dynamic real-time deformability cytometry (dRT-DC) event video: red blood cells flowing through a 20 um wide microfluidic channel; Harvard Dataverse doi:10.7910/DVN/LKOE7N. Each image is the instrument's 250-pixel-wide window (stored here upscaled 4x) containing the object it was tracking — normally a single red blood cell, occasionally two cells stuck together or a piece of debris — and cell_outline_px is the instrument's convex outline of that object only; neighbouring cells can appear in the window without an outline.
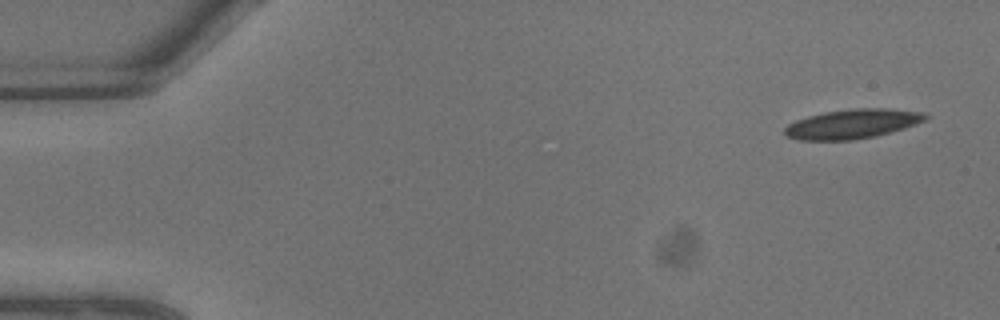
{"species": "common noctule bat (a hibernating species)", "species_latin": "Nyctalus noctula", "temperature_condition": "warm", "stored_images_in_passage": 9, "camera_frame_rate_fps": 3000, "um_per_image_px": 0.085, "animal": {"sex": "male", "body_mass_g": 13.3}, "frame": {"image": 1, "passage_image": 1, "time_ms": 0.0, "image_size_px": [1000, 320], "cell_outline_px": [[928, 116], [924, 120], [916, 124], [904, 128], [876, 136], [852, 140], [800, 140], [784, 136], [784, 128], [788, 124], [796, 120], [808, 116], [824, 112], [852, 108], [888, 108], [928, 112]], "centroid_in_image_um": [72.46, 10.52], "position_along_channel_um": 12.5, "area_um2": 24.33}}
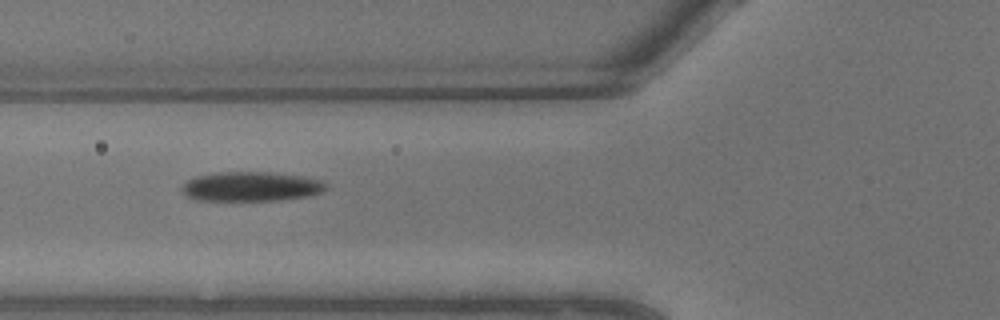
{"frame": {"image": 2, "passage_image": 8, "time_ms": 2.333, "image_size_px": [1000, 320], "cell_outline_px": [[328, 188], [320, 192], [308, 196], [280, 200], [196, 200], [188, 196], [180, 188], [188, 180], [196, 176], [220, 172], [268, 172], [300, 176], [324, 180]], "centroid_in_image_um": [21.36, 15.85], "position_along_channel_um": 104.4, "area_um2": 24.62}}
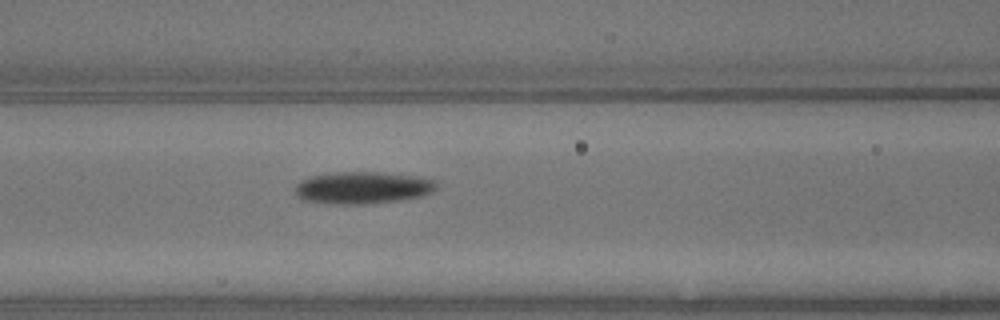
{"frame": {"image": 3, "passage_image": 9, "time_ms": 2.667, "image_size_px": [1000, 320], "cell_outline_px": [[436, 188], [432, 192], [424, 196], [400, 200], [368, 204], [332, 204], [300, 200], [296, 196], [296, 184], [300, 180], [312, 176], [336, 172], [384, 172], [416, 176], [436, 180]], "centroid_in_image_um": [30.82, 15.96], "position_along_channel_um": 135.8, "area_um2": 26.76}}